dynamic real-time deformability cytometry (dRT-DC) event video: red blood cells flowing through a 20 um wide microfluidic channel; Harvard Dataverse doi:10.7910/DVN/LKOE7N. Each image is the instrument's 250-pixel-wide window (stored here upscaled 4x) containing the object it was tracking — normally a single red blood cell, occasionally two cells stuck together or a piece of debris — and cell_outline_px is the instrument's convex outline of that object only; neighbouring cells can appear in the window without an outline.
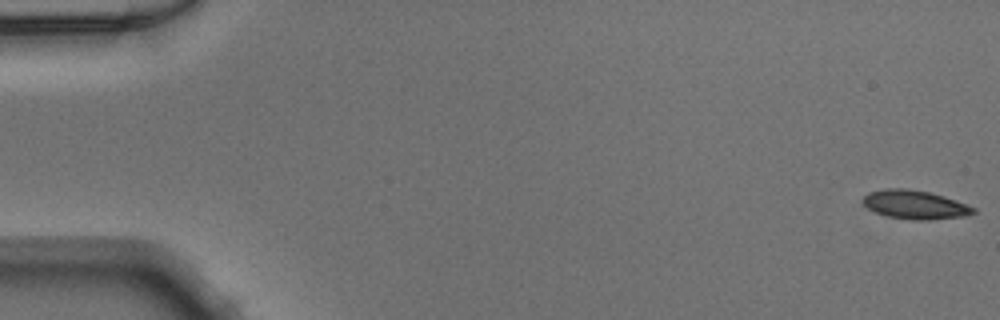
{"species": "Egyptian fruit bat (a non-hibernating species)", "species_latin": "Rousettus aegyptiacus", "temperature_condition": "warm", "stored_images_in_passage": 46, "camera_frame_rate_fps": 3000, "um_per_image_px": 0.085, "animal": {"sex": "male"}, "frame": {"image": 1, "passage_image": 1, "time_ms": 0.0, "image_size_px": [1000, 320], "cell_outline_px": [[976, 212], [968, 216], [928, 220], [908, 220], [888, 216], [876, 212], [868, 208], [864, 204], [864, 196], [868, 192], [884, 188], [904, 188], [928, 192], [944, 196], [956, 200], [976, 208]], "centroid_in_image_um": [77.8, 17.4], "position_along_channel_um": 7.2, "area_um2": 18.55}}
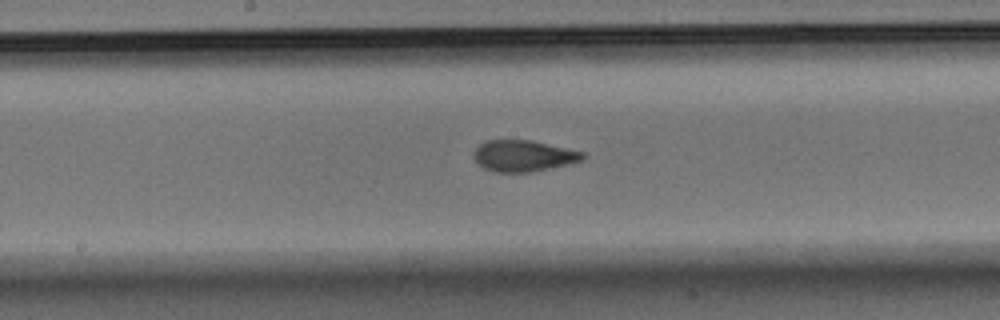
{"frame": {"image": 2, "passage_image": 22, "time_ms": 7.0, "image_size_px": [1000, 320], "cell_outline_px": [[584, 156], [580, 160], [532, 172], [496, 172], [484, 168], [472, 156], [476, 148], [480, 144], [488, 140], [532, 140], [584, 152]], "centroid_in_image_um": [44.44, 13.23], "position_along_channel_um": 203.8, "area_um2": 19.48}}
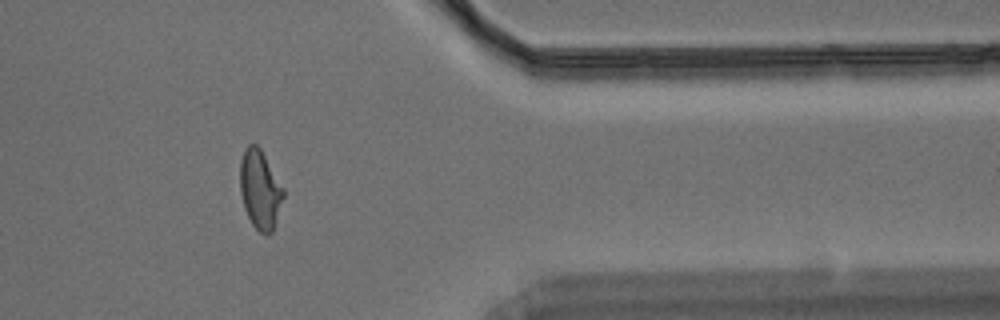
{"frame": {"image": 3, "passage_image": 37, "time_ms": 12.0, "image_size_px": [1000, 320], "cell_outline_px": [[284, 196], [272, 232], [268, 236], [260, 232], [252, 224], [244, 208], [240, 192], [240, 160], [244, 148], [248, 144], [256, 144], [260, 148], [284, 188]], "centroid_in_image_um": [22.09, 16.1], "position_along_channel_um": 389.3, "area_um2": 19.94}}